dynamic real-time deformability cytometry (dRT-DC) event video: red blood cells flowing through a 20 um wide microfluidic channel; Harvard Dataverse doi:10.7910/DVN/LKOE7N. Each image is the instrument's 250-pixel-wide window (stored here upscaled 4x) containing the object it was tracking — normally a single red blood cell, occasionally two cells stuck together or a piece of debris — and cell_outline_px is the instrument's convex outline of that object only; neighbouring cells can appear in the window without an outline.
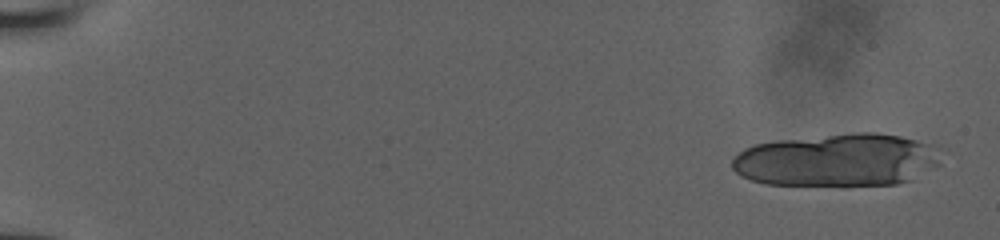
{"species": "human", "species_latin": "Homo sapiens", "temperature_condition": "room temperature", "stored_images_in_passage": 9, "camera_frame_rate_fps": 3000, "um_per_image_px": 0.085, "donor": {"sex": "male"}, "frame": {"image": 1, "passage_image": 1, "time_ms": 0.0, "image_size_px": [1000, 240], "cell_outline_px": [[940, 164], [912, 180], [896, 184], [848, 188], [844, 188], [764, 184], [752, 180], [736, 172], [732, 168], [732, 160], [744, 148], [756, 144], [776, 140], [856, 132], [876, 132], [900, 136], [932, 144]], "centroid_in_image_um": [71.15, 13.65], "position_along_channel_um": 13.8, "area_um2": 65.6}}
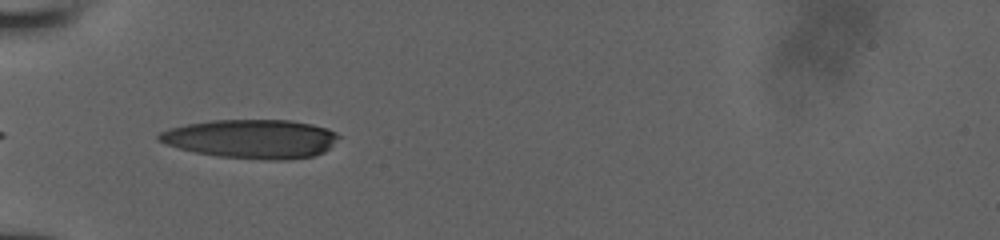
{"frame": {"image": 2, "passage_image": 7, "time_ms": 6.0, "image_size_px": [1000, 240], "cell_outline_px": [[340, 136], [324, 152], [312, 156], [284, 160], [268, 160], [216, 156], [196, 152], [164, 144], [156, 140], [156, 136], [160, 132], [168, 128], [188, 124], [212, 120], [288, 120], [312, 124], [328, 128], [336, 132]], "centroid_in_image_um": [21.34, 11.8], "position_along_channel_um": 63.7, "area_um2": 40.75}}
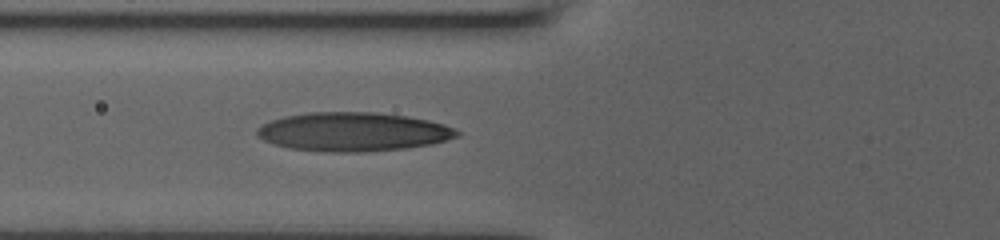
{"frame": {"image": 3, "passage_image": 9, "time_ms": 7.0, "image_size_px": [1000, 240], "cell_outline_px": [[460, 136], [432, 144], [404, 148], [368, 152], [324, 152], [288, 148], [272, 144], [256, 136], [256, 128], [272, 120], [284, 116], [308, 112], [376, 112], [408, 116], [428, 120], [444, 124], [460, 132]], "centroid_in_image_um": [29.99, 11.21], "position_along_channel_um": 95.8, "area_um2": 45.6}}